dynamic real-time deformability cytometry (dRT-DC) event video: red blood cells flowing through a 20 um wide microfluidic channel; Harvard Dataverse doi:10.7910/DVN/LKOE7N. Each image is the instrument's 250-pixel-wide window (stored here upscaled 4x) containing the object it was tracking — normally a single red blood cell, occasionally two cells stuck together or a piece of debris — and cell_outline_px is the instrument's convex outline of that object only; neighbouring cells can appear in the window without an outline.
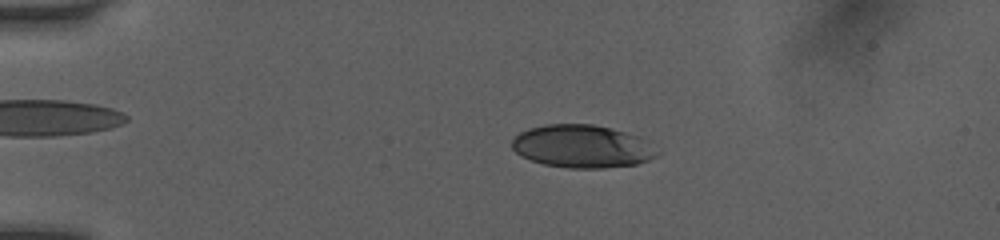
{"species": "human", "species_latin": "Homo sapiens", "temperature_condition": "room temperature", "stored_images_in_passage": 6, "camera_frame_rate_fps": 3000, "um_per_image_px": 0.085, "donor": {"sex": "female"}, "frame": {"image": 1, "passage_image": 4, "time_ms": 1.0, "image_size_px": [1000, 240], "cell_outline_px": [[660, 156], [636, 164], [604, 168], [568, 168], [544, 164], [520, 156], [512, 148], [512, 140], [520, 132], [528, 128], [544, 124], [592, 124], [612, 128], [640, 136], [660, 152]], "centroid_in_image_um": [49.5, 12.44], "position_along_channel_um": 35.5, "area_um2": 36.47}}